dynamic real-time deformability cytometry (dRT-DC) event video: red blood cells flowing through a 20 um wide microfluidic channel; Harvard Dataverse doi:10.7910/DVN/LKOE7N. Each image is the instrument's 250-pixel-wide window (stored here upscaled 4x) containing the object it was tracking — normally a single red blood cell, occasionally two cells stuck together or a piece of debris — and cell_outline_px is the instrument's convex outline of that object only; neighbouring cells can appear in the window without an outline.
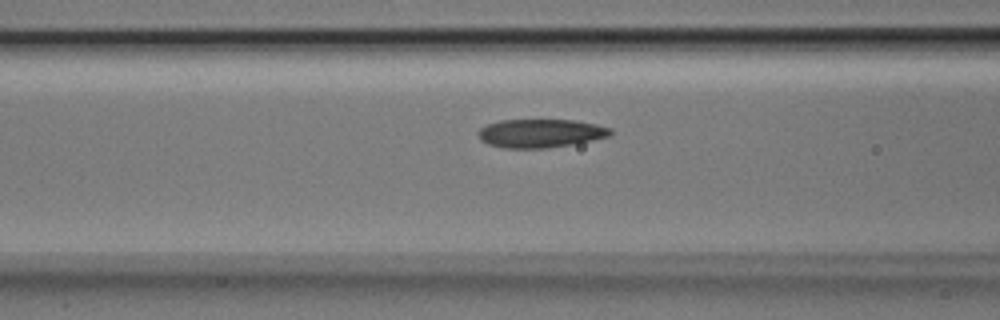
{"species": "Egyptian fruit bat (a non-hibernating species)", "species_latin": "Rousettus aegyptiacus", "temperature_condition": "room temperature", "stored_images_in_passage": 31, "camera_frame_rate_fps": 3000, "um_per_image_px": 0.085, "animal": {"sex": "male"}, "frame": {"image": 1, "passage_image": 10, "time_ms": 3.0, "image_size_px": [1000, 320], "cell_outline_px": [[612, 132], [608, 136], [592, 140], [544, 148], [504, 148], [488, 144], [480, 140], [476, 132], [480, 128], [488, 124], [500, 120], [576, 120], [596, 124], [612, 128]], "centroid_in_image_um": [45.9, 11.32], "position_along_channel_um": 120.7, "area_um2": 21.85}}
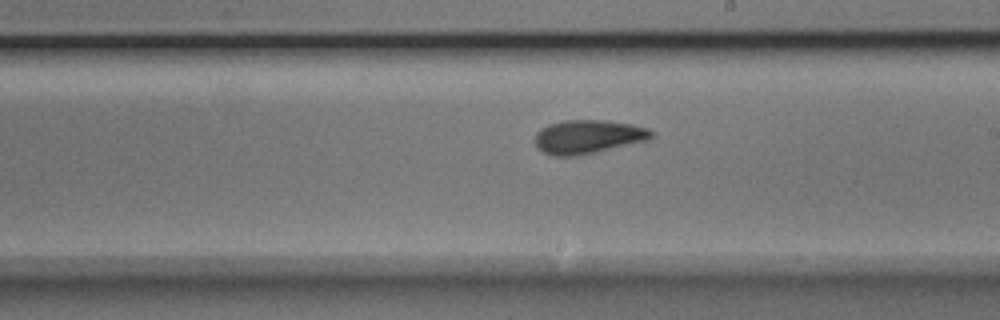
{"frame": {"image": 2, "passage_image": 19, "time_ms": 6.0, "image_size_px": [1000, 320], "cell_outline_px": [[652, 136], [648, 140], [580, 156], [552, 156], [536, 148], [536, 132], [540, 128], [548, 124], [564, 120], [604, 120], [632, 124], [648, 128], [652, 132]], "centroid_in_image_um": [49.95, 11.63], "position_along_channel_um": 239.0, "area_um2": 23.0}}
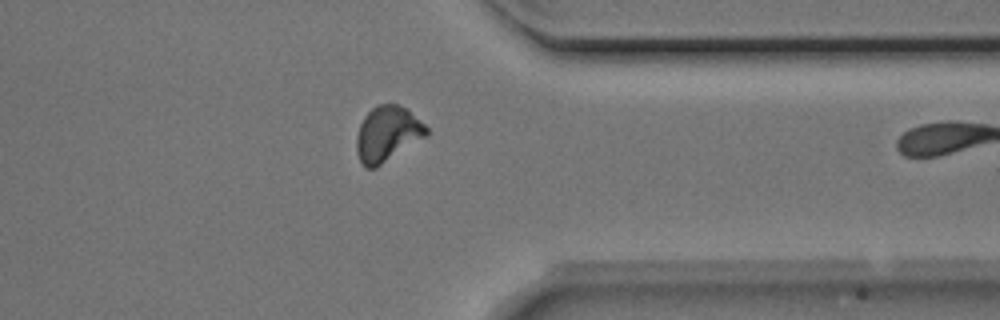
{"frame": {"image": 3, "passage_image": 30, "time_ms": 9.667, "image_size_px": [1000, 320], "cell_outline_px": [[428, 136], [376, 168], [364, 168], [356, 152], [356, 136], [360, 124], [364, 116], [376, 104], [400, 104], [408, 108], [428, 128]], "centroid_in_image_um": [32.94, 11.38], "position_along_channel_um": 378.5, "area_um2": 22.95}}